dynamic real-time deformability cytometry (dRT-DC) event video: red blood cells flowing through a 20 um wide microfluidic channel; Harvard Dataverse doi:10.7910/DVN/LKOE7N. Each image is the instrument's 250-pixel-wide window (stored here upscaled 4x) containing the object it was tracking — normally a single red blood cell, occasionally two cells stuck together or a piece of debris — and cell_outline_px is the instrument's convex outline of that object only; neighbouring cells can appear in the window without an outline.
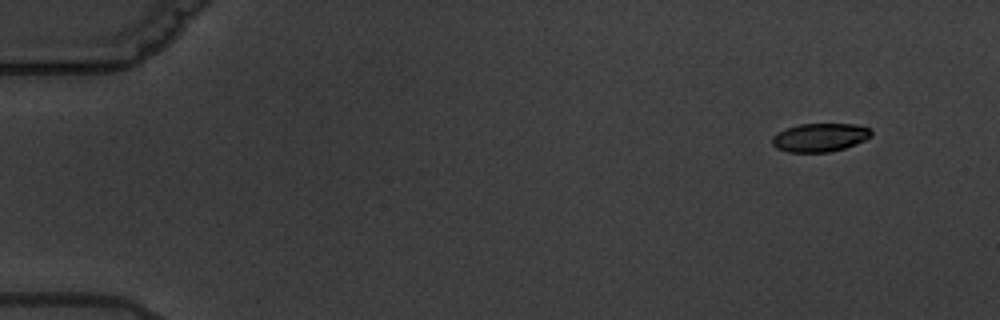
{"species": "common noctule bat (a hibernating species)", "species_latin": "Nyctalus noctula", "temperature_condition": "warm", "stored_images_in_passage": 6, "camera_frame_rate_fps": 3000, "um_per_image_px": 0.085, "animal": {"sex": "male", "body_mass_g": 19.5, "forearm_length_mm": 54.6}, "frame": {"image": 1, "passage_image": 2, "time_ms": 1.333, "image_size_px": [1000, 320], "cell_outline_px": [[872, 136], [864, 140], [844, 148], [828, 152], [788, 152], [776, 148], [772, 144], [772, 136], [776, 132], [800, 124], [856, 124], [872, 128]], "centroid_in_image_um": [69.69, 11.68], "position_along_channel_um": 15.3, "area_um2": 16.47}}